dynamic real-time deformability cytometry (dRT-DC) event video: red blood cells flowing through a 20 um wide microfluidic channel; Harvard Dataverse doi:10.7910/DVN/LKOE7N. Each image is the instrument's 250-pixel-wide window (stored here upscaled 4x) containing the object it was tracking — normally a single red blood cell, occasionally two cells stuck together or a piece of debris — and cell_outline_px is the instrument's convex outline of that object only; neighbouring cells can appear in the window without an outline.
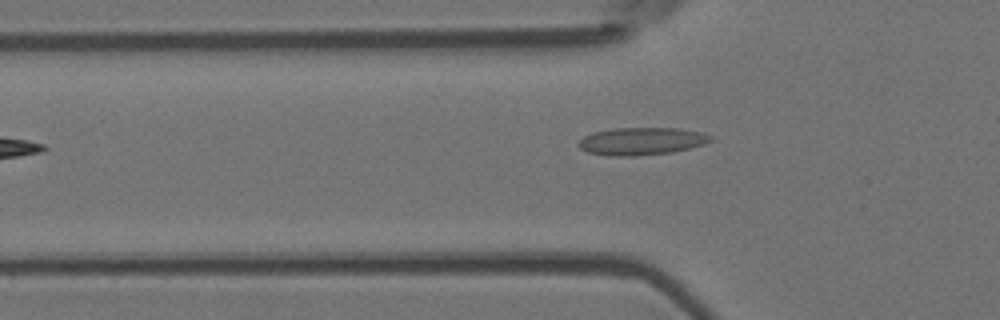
{"species": "Egyptian fruit bat (a non-hibernating species)", "species_latin": "Rousettus aegyptiacus", "temperature_condition": "room temperature", "stored_images_in_passage": 31, "camera_frame_rate_fps": 3000, "um_per_image_px": 0.085, "animal": {"sex": "female"}, "frame": {"image": 1, "passage_image": 4, "time_ms": 1.0, "image_size_px": [1000, 320], "cell_outline_px": [[712, 140], [704, 144], [672, 152], [636, 156], [608, 156], [588, 152], [580, 148], [576, 144], [584, 136], [592, 132], [616, 128], [680, 128], [700, 132], [712, 136]], "centroid_in_image_um": [54.5, 12.0], "position_along_channel_um": 71.3, "area_um2": 21.21}}
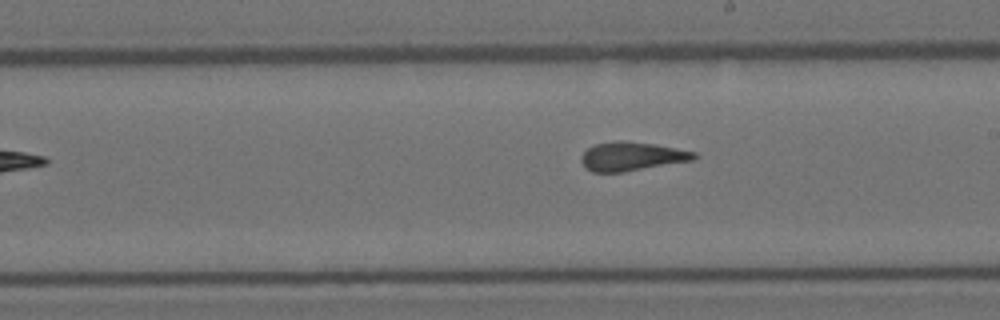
{"frame": {"image": 2, "passage_image": 17, "time_ms": 5.333, "image_size_px": [1000, 320], "cell_outline_px": [[700, 156], [692, 160], [624, 172], [592, 172], [580, 160], [580, 156], [588, 148], [596, 144], [616, 140], [620, 140], [652, 144], [676, 148], [696, 152]], "centroid_in_image_um": [53.7, 13.29], "position_along_channel_um": 235.3, "area_um2": 18.79}}
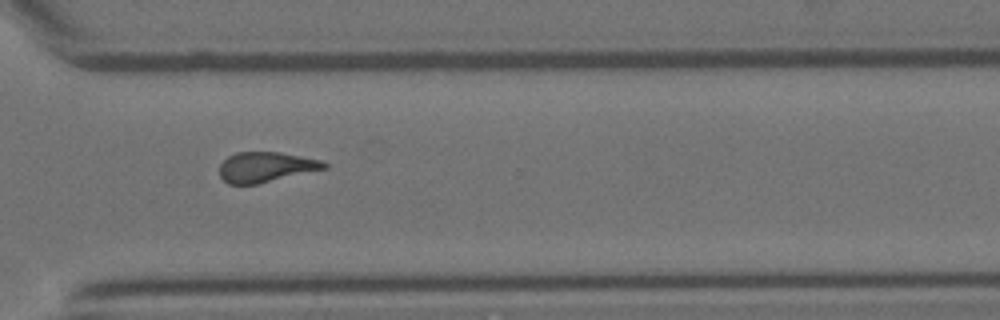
{"frame": {"image": 3, "passage_image": 26, "time_ms": 8.333, "image_size_px": [1000, 320], "cell_outline_px": [[328, 168], [256, 184], [228, 184], [220, 176], [220, 164], [228, 156], [236, 152], [280, 152], [320, 160], [328, 164]], "centroid_in_image_um": [22.59, 14.19], "position_along_channel_um": 348.0, "area_um2": 18.26}}